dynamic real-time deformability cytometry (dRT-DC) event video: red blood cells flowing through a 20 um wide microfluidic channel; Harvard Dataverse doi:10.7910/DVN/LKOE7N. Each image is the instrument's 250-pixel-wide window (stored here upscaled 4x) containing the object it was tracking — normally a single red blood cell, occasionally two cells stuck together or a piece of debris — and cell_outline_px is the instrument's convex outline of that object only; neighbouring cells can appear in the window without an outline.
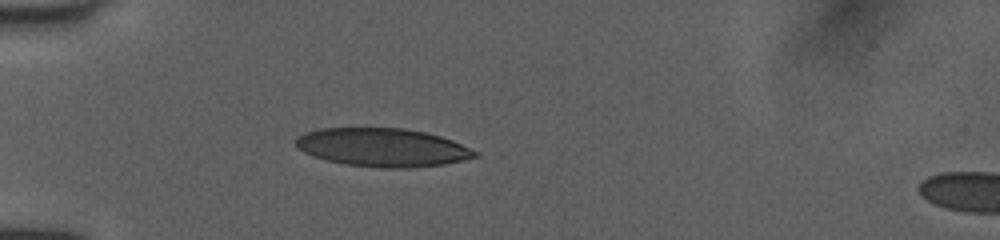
{"species": "human", "species_latin": "Homo sapiens", "temperature_condition": "room temperature", "stored_images_in_passage": 27, "camera_frame_rate_fps": 3000, "um_per_image_px": 0.085, "donor": {"sex": "female"}, "frame": {"image": 1, "passage_image": 7, "time_ms": 2.0, "image_size_px": [1000, 240], "cell_outline_px": [[480, 152], [476, 156], [444, 164], [412, 168], [384, 168], [344, 164], [328, 160], [304, 152], [296, 144], [296, 136], [304, 132], [320, 128], [404, 128], [424, 132], [440, 136], [452, 140]], "centroid_in_image_um": [32.52, 12.52], "position_along_channel_um": 52.5, "area_um2": 39.88}}
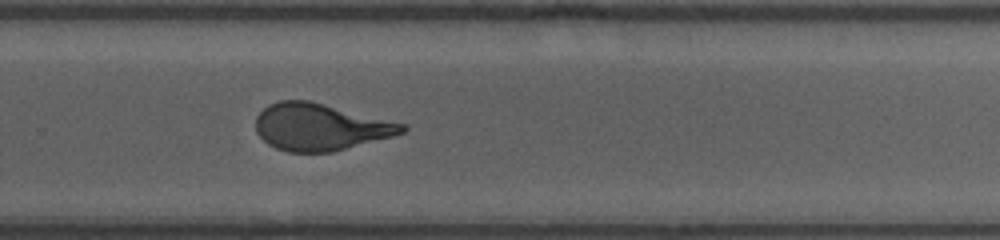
{"frame": {"image": 2, "passage_image": 17, "time_ms": 5.333, "image_size_px": [1000, 240], "cell_outline_px": [[408, 128], [404, 132], [392, 136], [332, 152], [288, 152], [276, 148], [268, 144], [256, 132], [256, 116], [268, 104], [280, 100], [308, 100], [408, 124]], "centroid_in_image_um": [27.22, 10.79], "position_along_channel_um": 302.6, "area_um2": 40.0}}
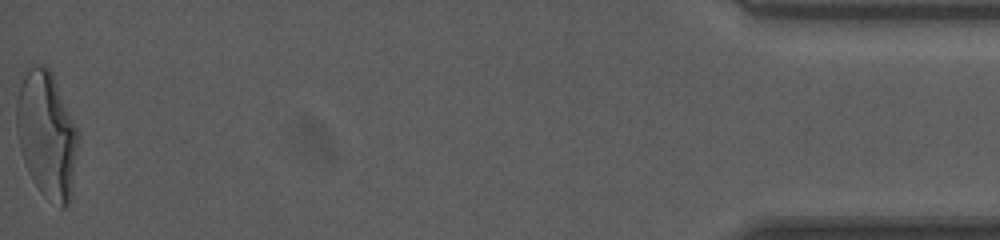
{"frame": {"image": 3, "passage_image": 27, "time_ms": 8.667, "image_size_px": [1000, 240], "cell_outline_px": [[76, 144], [68, 204], [64, 208], [60, 208], [44, 196], [40, 192], [32, 180], [28, 172], [20, 148], [16, 128], [16, 100], [20, 72], [24, 68], [40, 64], [48, 68], [52, 72], [76, 128]], "centroid_in_image_um": [3.88, 11.35], "position_along_channel_um": 431.3, "area_um2": 44.74}, "authors_computed_cell_mechanics": {"area_um2": 39.9976, "velocity_mm_per_s": 4.0529, "shape_relaxation_time_tau1_ms": 1.6507, "shape_relaxation_time_tau2_ms": null, "deformation_change_tau1": 0.1489, "deformation_change_tau2": null}}